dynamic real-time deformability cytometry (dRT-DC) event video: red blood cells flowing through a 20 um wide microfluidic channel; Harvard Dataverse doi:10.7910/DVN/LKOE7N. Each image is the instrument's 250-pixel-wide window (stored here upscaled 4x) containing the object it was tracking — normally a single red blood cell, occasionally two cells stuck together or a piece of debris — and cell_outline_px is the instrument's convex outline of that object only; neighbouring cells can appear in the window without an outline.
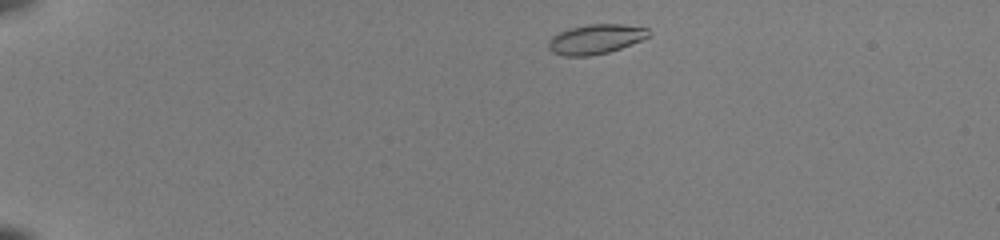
{"species": "common noctule bat (a hibernating species)", "species_latin": "Nyctalus noctula", "temperature_condition": "room temperature", "stored_images_in_passage": 43, "camera_frame_rate_fps": 3000, "um_per_image_px": 0.085, "animal": {"sex": "female", "body_mass_g": 22.0, "forearm_length_mm": 56.7}, "frame": {"image": 1, "passage_image": 2, "time_ms": 0.333, "image_size_px": [1000, 240], "cell_outline_px": [[648, 36], [640, 40], [620, 48], [608, 52], [588, 56], [564, 56], [552, 52], [548, 48], [548, 40], [552, 36], [568, 28], [588, 24], [624, 24], [648, 28]], "centroid_in_image_um": [50.58, 3.32], "position_along_channel_um": 34.4, "area_um2": 17.22}}
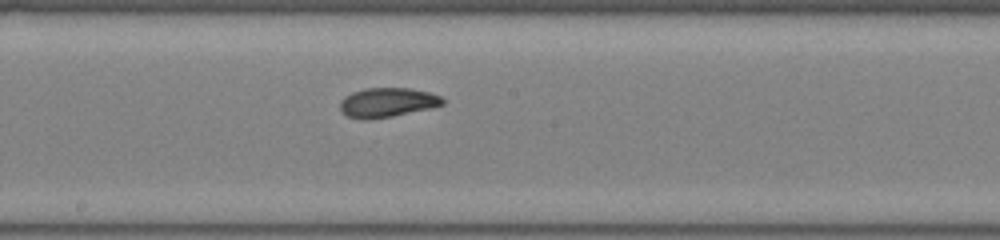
{"frame": {"image": 2, "passage_image": 22, "time_ms": 7.0, "image_size_px": [1000, 240], "cell_outline_px": [[444, 104], [432, 108], [392, 116], [368, 120], [364, 120], [348, 116], [340, 112], [340, 100], [344, 96], [352, 92], [364, 88], [408, 88], [428, 92], [440, 96], [444, 100]], "centroid_in_image_um": [32.88, 8.71], "position_along_channel_um": 215.3, "area_um2": 17.69}}
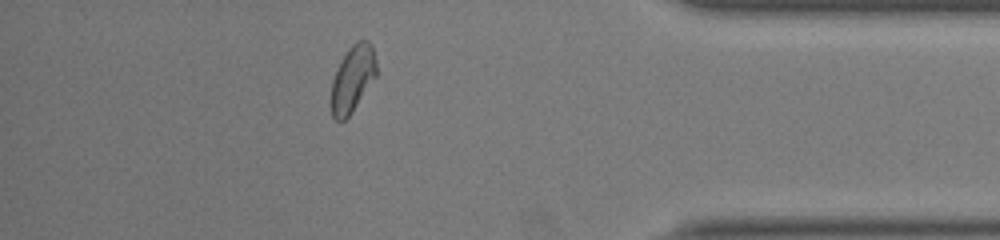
{"frame": {"image": 3, "passage_image": 38, "time_ms": 12.333, "image_size_px": [1000, 240], "cell_outline_px": [[376, 76], [352, 112], [340, 124], [332, 116], [332, 80], [348, 48], [356, 40], [368, 40], [372, 44], [376, 60]], "centroid_in_image_um": [29.99, 6.69], "position_along_channel_um": 405.2, "area_um2": 17.34}, "authors_computed_cell_mechanics": {"area_um2": 17.3978, "velocity_mm_per_s": 3.9842, "shape_relaxation_time_tau1_ms": 2.5103, "shape_relaxation_time_tau2_ms": 2.4145, "deformation_change_tau1": 0.119, "deformation_change_tau2": 0.077}}